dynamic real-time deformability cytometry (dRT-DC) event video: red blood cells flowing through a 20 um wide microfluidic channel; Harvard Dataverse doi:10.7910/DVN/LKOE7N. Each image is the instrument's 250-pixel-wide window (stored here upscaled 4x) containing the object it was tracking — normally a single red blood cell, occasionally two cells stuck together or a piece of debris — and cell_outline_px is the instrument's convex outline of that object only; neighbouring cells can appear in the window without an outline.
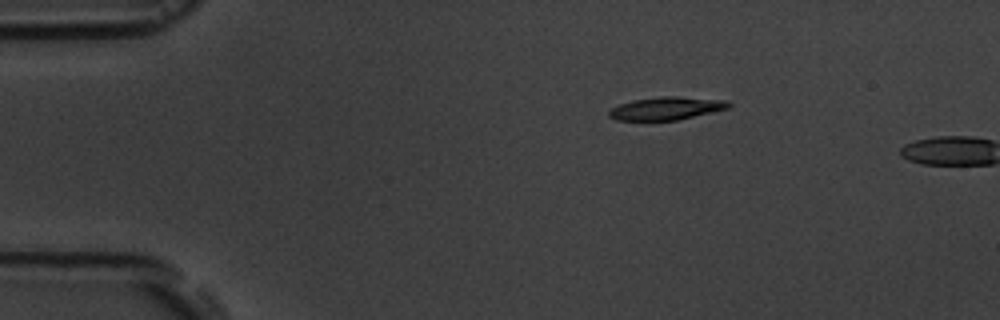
{"species": "common noctule bat (a hibernating species)", "species_latin": "Nyctalus noctula", "temperature_condition": "room temperature", "stored_images_in_passage": 2, "camera_frame_rate_fps": 3000, "um_per_image_px": 0.085, "animal": {"sex": "male", "body_mass_g": 19.5, "forearm_length_mm": 54.6}, "frame": {"image": 1, "passage_image": 1, "time_ms": 0.0, "image_size_px": [1000, 320], "cell_outline_px": [[732, 104], [728, 108], [712, 112], [676, 120], [616, 120], [608, 116], [608, 112], [612, 108], [620, 104], [632, 100], [660, 96], [676, 96], [728, 100]], "centroid_in_image_um": [56.64, 9.2], "position_along_channel_um": 28.4, "area_um2": 15.95}}